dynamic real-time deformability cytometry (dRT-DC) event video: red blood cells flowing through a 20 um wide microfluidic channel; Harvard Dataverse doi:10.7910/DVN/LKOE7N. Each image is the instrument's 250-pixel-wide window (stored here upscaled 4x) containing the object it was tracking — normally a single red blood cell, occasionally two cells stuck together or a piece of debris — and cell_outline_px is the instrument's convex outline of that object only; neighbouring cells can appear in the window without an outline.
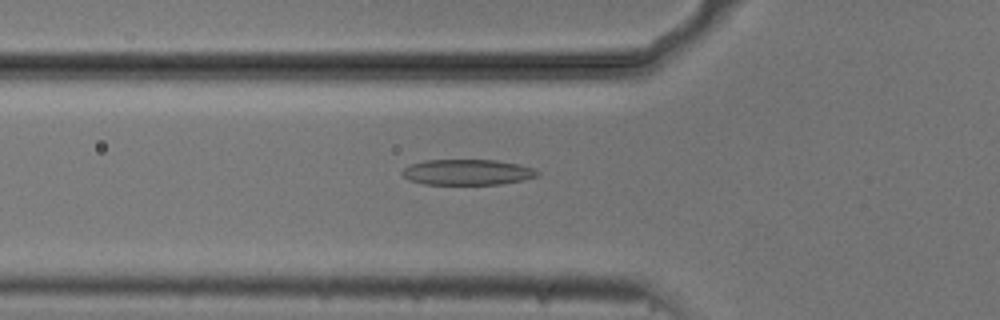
{"species": "common noctule bat (a hibernating species)", "species_latin": "Nyctalus noctula", "temperature_condition": "cold", "stored_images_in_passage": 50, "camera_frame_rate_fps": 3000, "um_per_image_px": 0.085, "animal": {"sex": "male", "body_mass_g": 20.5, "forearm_length_mm": 52.5}, "frame": {"image": 1, "passage_image": 18, "time_ms": 5.667, "image_size_px": [1000, 320], "cell_outline_px": [[540, 172], [536, 176], [524, 180], [500, 184], [424, 184], [408, 180], [400, 172], [404, 168], [412, 164], [424, 160], [496, 160], [520, 164], [532, 168]], "centroid_in_image_um": [39.72, 14.63], "position_along_channel_um": 86.1, "area_um2": 20.17}}
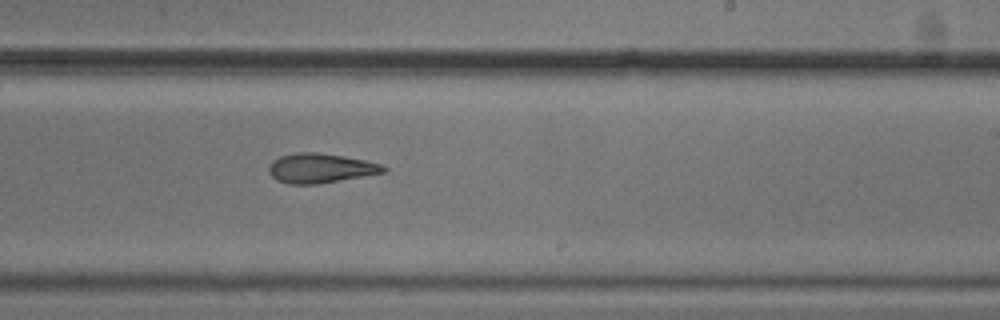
{"frame": {"image": 2, "passage_image": 32, "time_ms": 10.333, "image_size_px": [1000, 320], "cell_outline_px": [[388, 168], [384, 172], [316, 184], [288, 184], [276, 180], [268, 172], [268, 164], [272, 160], [280, 156], [296, 152], [316, 152], [344, 156], [364, 160], [380, 164]], "centroid_in_image_um": [27.16, 14.28], "position_along_channel_um": 261.8, "area_um2": 19.65}}
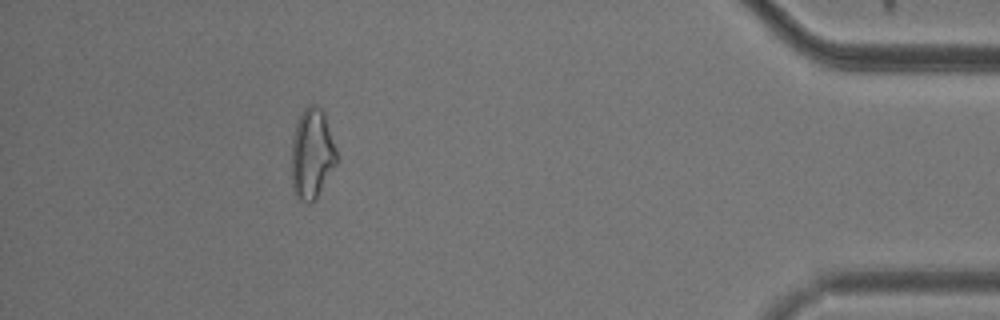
{"frame": {"image": 3, "passage_image": 48, "time_ms": 15.667, "image_size_px": [1000, 320], "cell_outline_px": [[336, 164], [316, 200], [308, 204], [300, 200], [292, 192], [292, 140], [296, 124], [304, 108], [308, 104], [316, 104], [324, 112], [336, 152]], "centroid_in_image_um": [26.5, 13.11], "position_along_channel_um": 408.7, "area_um2": 23.7}, "authors_computed_cell_mechanics": {"area_um2": 20.8369, "velocity_mm_per_s": 3.7449, "shape_relaxation_time_tau1_ms": 7.6142, "shape_relaxation_time_tau2_ms": 3.1202, "deformation_change_tau1": 0.2012, "deformation_change_tau2": 0.1266}}